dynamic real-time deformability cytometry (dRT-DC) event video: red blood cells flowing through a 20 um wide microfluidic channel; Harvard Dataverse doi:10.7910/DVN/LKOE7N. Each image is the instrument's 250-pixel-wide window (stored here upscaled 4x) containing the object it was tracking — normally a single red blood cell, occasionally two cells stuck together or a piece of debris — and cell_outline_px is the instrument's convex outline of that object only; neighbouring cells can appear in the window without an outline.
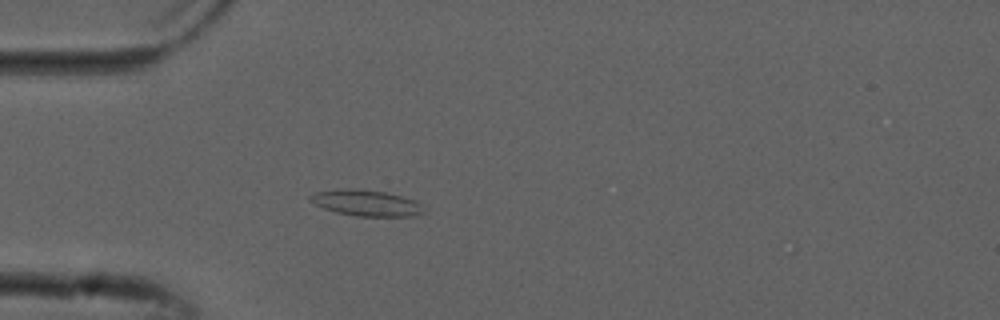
{"species": "common noctule bat (a hibernating species)", "species_latin": "Nyctalus noctula", "temperature_condition": "cold", "stored_images_in_passage": 44, "camera_frame_rate_fps": 3000, "um_per_image_px": 0.085, "animal": {"sex": "male", "forearm_length_mm": 52.5}, "frame": {"image": 1, "passage_image": 15, "time_ms": 4.667, "image_size_px": [1000, 320], "cell_outline_px": [[424, 212], [416, 216], [356, 216], [336, 212], [324, 208], [308, 200], [308, 196], [316, 192], [336, 188], [356, 188], [384, 192], [416, 200], [424, 208]], "centroid_in_image_um": [31.11, 17.24], "position_along_channel_um": 53.9, "area_um2": 17.34}}
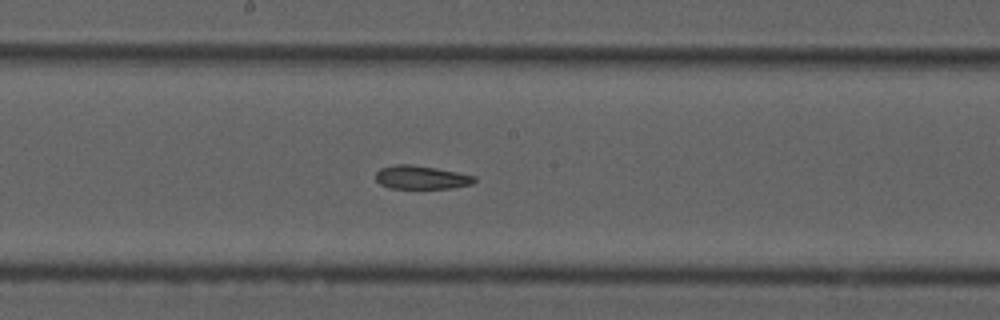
{"frame": {"image": 2, "passage_image": 28, "time_ms": 9.0, "image_size_px": [1000, 320], "cell_outline_px": [[476, 180], [472, 184], [452, 188], [388, 188], [380, 184], [376, 180], [376, 172], [380, 168], [396, 164], [408, 164], [436, 168], [476, 176]], "centroid_in_image_um": [35.79, 15.08], "position_along_channel_um": 212.4, "area_um2": 13.47}}
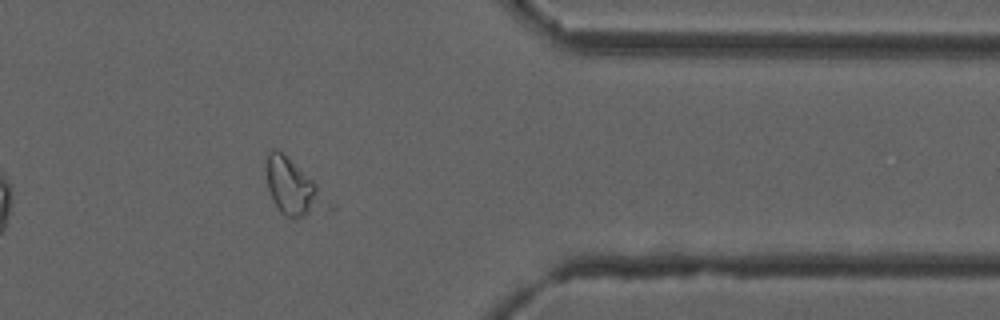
{"frame": {"image": 3, "passage_image": 43, "time_ms": 14.0, "image_size_px": [1000, 320], "cell_outline_px": [[336, 208], [296, 220], [292, 220], [284, 216], [280, 212], [268, 188], [268, 152], [272, 148], [276, 148], [284, 152], [316, 184]], "centroid_in_image_um": [24.99, 16.02], "position_along_channel_um": 386.4, "area_um2": 19.88}, "authors_computed_cell_mechanics": {"area_um2": 15.3748, "velocity_mm_per_s": 3.8312, "shape_relaxation_time_tau1_ms": null, "shape_relaxation_time_tau2_ms": 6.6619, "deformation_change_tau1": null, "deformation_change_tau2": 0.1239}}